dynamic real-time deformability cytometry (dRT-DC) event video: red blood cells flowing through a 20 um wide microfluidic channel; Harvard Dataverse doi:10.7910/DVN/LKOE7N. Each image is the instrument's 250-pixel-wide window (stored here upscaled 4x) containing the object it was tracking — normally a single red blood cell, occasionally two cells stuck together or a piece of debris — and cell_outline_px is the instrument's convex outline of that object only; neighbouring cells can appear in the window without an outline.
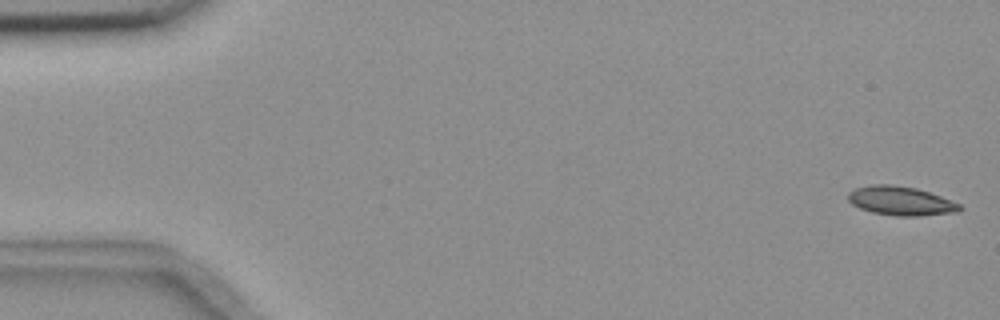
{"species": "common noctule bat (a hibernating species)", "species_latin": "Nyctalus noctula", "temperature_condition": "room temperature", "stored_images_in_passage": 4, "camera_frame_rate_fps": 3000, "um_per_image_px": 0.085, "animal": {"sex": "female", "body_mass_g": 18.4}, "frame": {"image": 1, "passage_image": 1, "time_ms": 0.0, "image_size_px": [1000, 320], "cell_outline_px": [[964, 208], [960, 212], [920, 216], [896, 216], [872, 212], [860, 208], [852, 204], [848, 200], [848, 192], [856, 188], [872, 184], [892, 184], [916, 188], [940, 196], [960, 204]], "centroid_in_image_um": [76.58, 17.08], "position_along_channel_um": 8.4, "area_um2": 18.96}}